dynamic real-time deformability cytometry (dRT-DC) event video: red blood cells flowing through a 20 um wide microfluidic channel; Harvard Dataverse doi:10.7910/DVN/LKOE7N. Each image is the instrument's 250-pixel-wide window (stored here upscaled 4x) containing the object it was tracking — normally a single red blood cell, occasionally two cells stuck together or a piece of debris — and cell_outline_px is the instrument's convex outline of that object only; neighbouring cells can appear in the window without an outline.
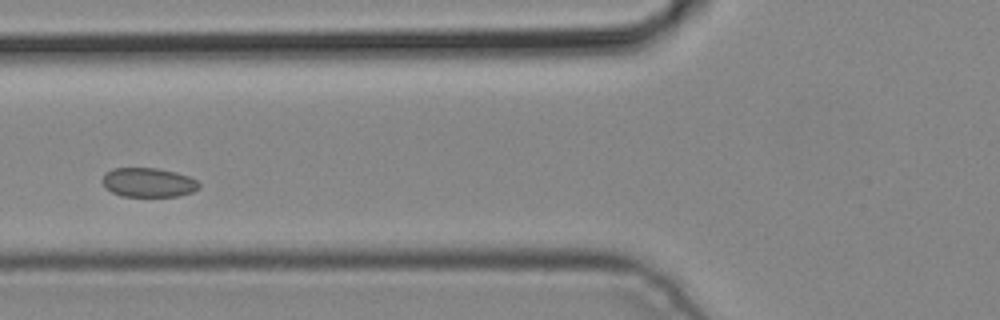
{"species": "common noctule bat (a hibernating species)", "species_latin": "Nyctalus noctula", "temperature_condition": "cold", "stored_images_in_passage": 5, "camera_frame_rate_fps": 3000, "um_per_image_px": 0.085, "animal": {"sex": "male", "body_mass_g": 19.2, "forearm_length_mm": 51.8}, "frame": {"image": 1, "passage_image": 3, "time_ms": 0.667, "image_size_px": [1000, 320], "cell_outline_px": [[200, 188], [192, 192], [176, 196], [120, 196], [112, 192], [100, 180], [104, 172], [112, 168], [156, 168], [176, 172], [188, 176], [196, 180], [200, 184]], "centroid_in_image_um": [12.59, 15.5], "position_along_channel_um": 113.2, "area_um2": 16.53}}
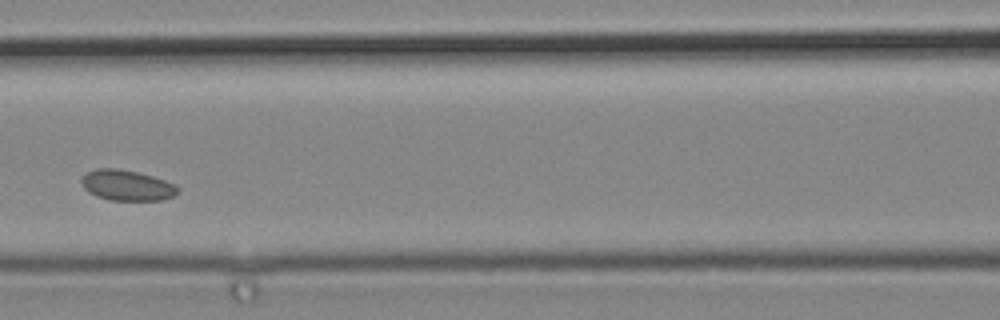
{"frame": {"image": 2, "passage_image": 4, "time_ms": 1.0, "image_size_px": [1000, 320], "cell_outline_px": [[180, 192], [172, 196], [160, 200], [108, 200], [96, 196], [88, 192], [84, 188], [80, 180], [88, 172], [96, 168], [116, 168], [136, 172], [152, 176], [176, 184], [180, 188]], "centroid_in_image_um": [10.79, 15.76], "position_along_channel_um": 155.8, "area_um2": 17.17}}
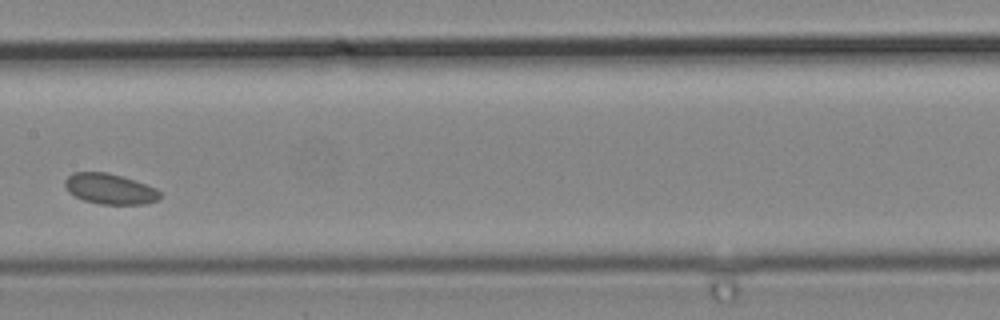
{"frame": {"image": 3, "passage_image": 5, "time_ms": 1.333, "image_size_px": [1000, 320], "cell_outline_px": [[160, 196], [156, 200], [144, 204], [100, 204], [84, 200], [68, 192], [64, 184], [64, 180], [72, 172], [104, 172], [120, 176], [156, 188], [160, 192]], "centroid_in_image_um": [9.29, 16.05], "position_along_channel_um": 198.1, "area_um2": 16.65}}